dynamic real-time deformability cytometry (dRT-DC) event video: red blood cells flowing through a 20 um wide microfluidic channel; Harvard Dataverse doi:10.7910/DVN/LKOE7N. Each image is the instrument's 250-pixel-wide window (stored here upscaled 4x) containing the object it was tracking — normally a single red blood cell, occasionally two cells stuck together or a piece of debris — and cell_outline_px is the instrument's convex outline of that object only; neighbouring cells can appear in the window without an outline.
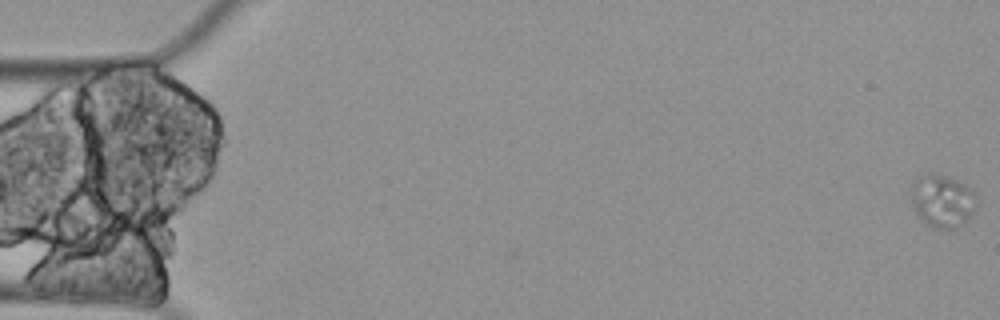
{"species": "Egyptian fruit bat (a non-hibernating species)", "species_latin": "Rousettus aegyptiacus", "temperature_condition": "cold", "stored_images_in_passage": 61, "camera_frame_rate_fps": 3000, "um_per_image_px": 0.085, "animal": {"sex": "female"}, "frame": {"image": 1, "passage_image": 1, "time_ms": 0.0, "image_size_px": [1000, 320], "cell_outline_px": [[976, 204], [972, 216], [968, 220], [952, 228], [936, 228], [928, 224], [916, 212], [912, 204], [908, 188], [920, 176], [928, 172], [932, 172], [948, 176], [968, 184], [976, 192]], "centroid_in_image_um": [80.11, 17.01], "position_along_channel_um": 4.9, "area_um2": 20.46}}
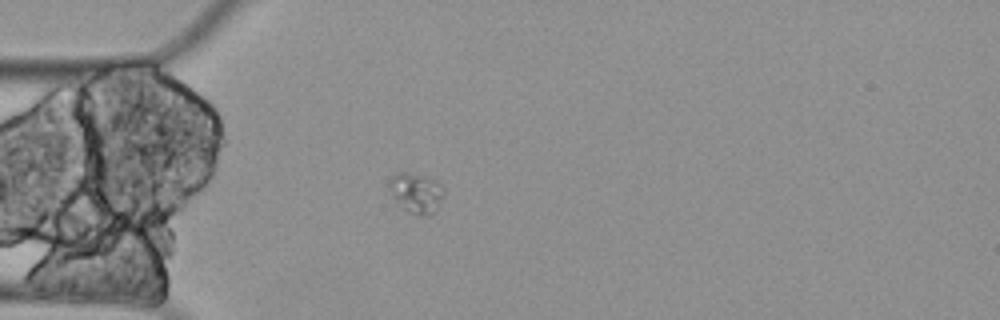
{"frame": {"image": 2, "passage_image": 18, "time_ms": 5.667, "image_size_px": [1000, 320], "cell_outline_px": [[444, 196], [436, 208], [432, 212], [412, 212], [404, 208], [392, 196], [388, 188], [388, 184], [392, 176], [396, 172], [408, 172], [424, 176], [436, 180], [444, 188]], "centroid_in_image_um": [35.36, 16.3], "position_along_channel_um": 49.6, "area_um2": 12.25}}